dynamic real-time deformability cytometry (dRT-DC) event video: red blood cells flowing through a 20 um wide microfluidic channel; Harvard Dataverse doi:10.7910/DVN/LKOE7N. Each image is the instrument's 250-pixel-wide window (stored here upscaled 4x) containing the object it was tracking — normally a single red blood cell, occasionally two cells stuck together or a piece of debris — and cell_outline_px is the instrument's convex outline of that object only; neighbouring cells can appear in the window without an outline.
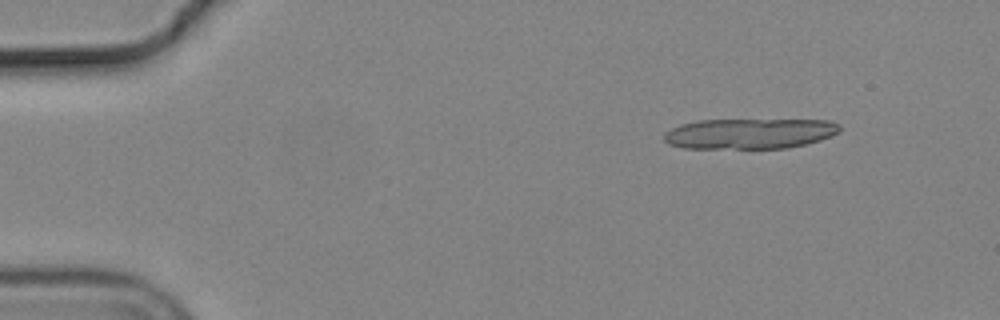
{"species": "common noctule bat (a hibernating species)", "species_latin": "Nyctalus noctula", "temperature_condition": "cold", "stored_images_in_passage": 15, "camera_frame_rate_fps": 3000, "um_per_image_px": 0.085, "animal": {"sex": "male", "body_mass_g": 19.2, "forearm_length_mm": 51.8}, "frame": {"image": 1, "passage_image": 6, "time_ms": 1.667, "image_size_px": [1000, 320], "cell_outline_px": [[840, 128], [832, 136], [820, 140], [788, 148], [684, 148], [668, 144], [664, 140], [664, 132], [680, 124], [700, 120], [828, 120], [840, 124]], "centroid_in_image_um": [63.69, 11.35], "position_along_channel_um": 21.3, "area_um2": 31.1}}